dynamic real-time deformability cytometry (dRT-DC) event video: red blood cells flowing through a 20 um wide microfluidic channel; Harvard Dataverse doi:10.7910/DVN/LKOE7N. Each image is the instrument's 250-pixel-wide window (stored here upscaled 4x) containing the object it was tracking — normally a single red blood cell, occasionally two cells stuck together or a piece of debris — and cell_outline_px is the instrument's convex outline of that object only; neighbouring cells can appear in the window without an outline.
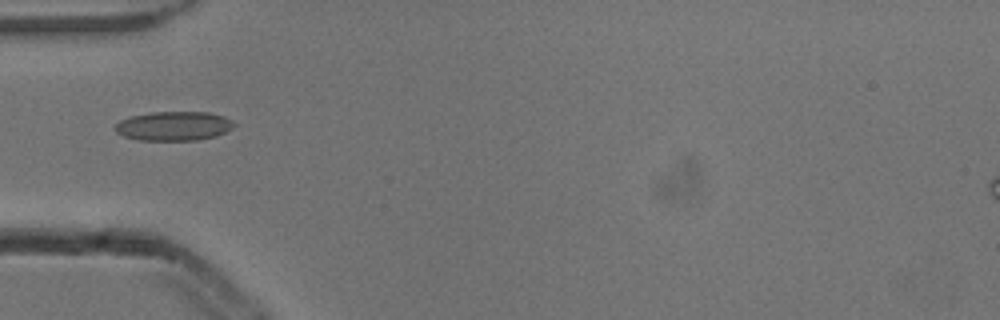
{"species": "common noctule bat (a hibernating species)", "species_latin": "Nyctalus noctula", "temperature_condition": "cold", "stored_images_in_passage": 1, "camera_frame_rate_fps": 3000, "um_per_image_px": 0.085, "animal": {"sex": "male", "body_mass_g": 13.3}, "frame": {"image": 1, "passage_image": 1, "time_ms": 0.0, "image_size_px": [1000, 320], "cell_outline_px": [[236, 124], [232, 128], [216, 136], [196, 140], [140, 140], [124, 136], [116, 132], [116, 124], [120, 120], [132, 116], [152, 112], [208, 112], [224, 116], [232, 120]], "centroid_in_image_um": [14.79, 10.71], "position_along_channel_um": 70.2, "area_um2": 20.11}}